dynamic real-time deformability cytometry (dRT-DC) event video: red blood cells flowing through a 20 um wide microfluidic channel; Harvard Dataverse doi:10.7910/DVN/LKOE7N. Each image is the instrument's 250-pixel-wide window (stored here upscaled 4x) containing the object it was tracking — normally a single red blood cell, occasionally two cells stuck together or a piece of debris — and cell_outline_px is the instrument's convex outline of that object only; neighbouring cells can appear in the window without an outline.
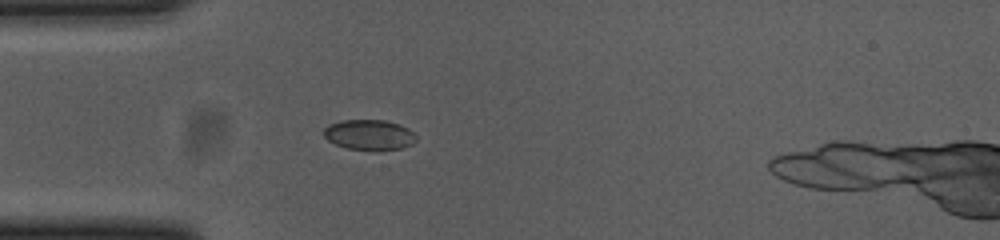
{"species": "common noctule bat (a hibernating species)", "species_latin": "Nyctalus noctula", "temperature_condition": "cold", "stored_images_in_passage": 39, "camera_frame_rate_fps": 3000, "um_per_image_px": 0.085, "animal": {"sex": "female", "body_mass_g": 23.0, "forearm_length_mm": 53.4}, "frame": {"image": 1, "passage_image": 3, "time_ms": 0.667, "image_size_px": [1000, 240], "cell_outline_px": [[416, 140], [412, 144], [400, 148], [372, 152], [348, 148], [336, 144], [328, 140], [324, 136], [324, 128], [328, 124], [344, 120], [384, 120], [408, 128], [416, 136]], "centroid_in_image_um": [31.37, 11.48], "position_along_channel_um": 53.6, "area_um2": 16.42}}
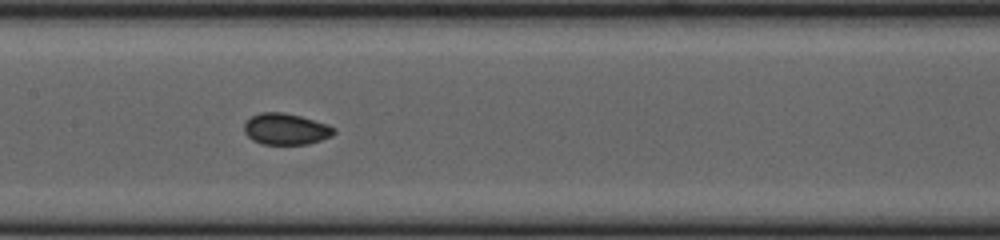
{"frame": {"image": 2, "passage_image": 14, "time_ms": 4.333, "image_size_px": [1000, 240], "cell_outline_px": [[336, 132], [332, 136], [308, 144], [260, 144], [252, 140], [244, 132], [244, 124], [252, 116], [260, 112], [284, 112], [300, 116], [328, 124], [336, 128]], "centroid_in_image_um": [24.31, 10.97], "position_along_channel_um": 183.1, "area_um2": 16.47}}
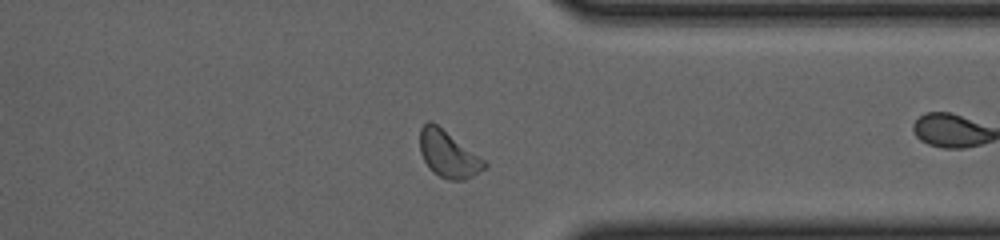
{"frame": {"image": 3, "passage_image": 26, "time_ms": 8.333, "image_size_px": [1000, 240], "cell_outline_px": [[488, 168], [464, 180], [448, 180], [432, 172], [428, 168], [420, 152], [420, 128], [428, 120], [432, 120], [484, 160], [488, 164]], "centroid_in_image_um": [38.09, 13.1], "position_along_channel_um": 373.3, "area_um2": 17.57}, "authors_computed_cell_mechanics": {"area_um2": 16.5886, "velocity_mm_per_s": 3.6979, "shape_relaxation_time_tau1_ms": null, "shape_relaxation_time_tau2_ms": 3.1777, "deformation_change_tau1": null, "deformation_change_tau2": 0.0884}}